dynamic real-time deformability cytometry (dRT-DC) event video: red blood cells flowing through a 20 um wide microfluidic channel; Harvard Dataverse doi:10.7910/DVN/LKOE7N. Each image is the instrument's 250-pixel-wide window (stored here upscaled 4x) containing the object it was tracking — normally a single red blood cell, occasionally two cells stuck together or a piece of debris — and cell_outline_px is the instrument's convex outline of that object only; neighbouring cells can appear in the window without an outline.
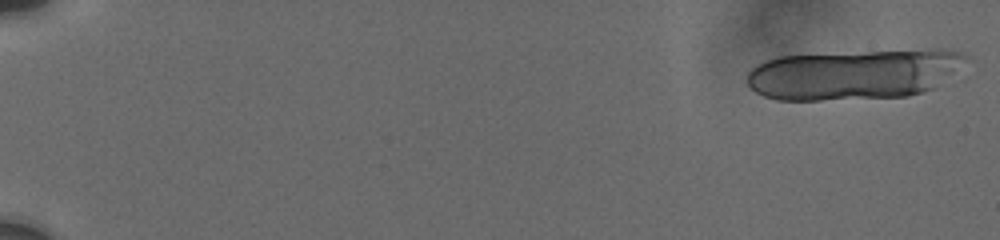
{"species": "human", "species_latin": "Homo sapiens", "temperature_condition": "cold", "stored_images_in_passage": 13, "camera_frame_rate_fps": 3000, "um_per_image_px": 0.085, "donor": {"sex": "male"}, "frame": {"image": 1, "passage_image": 1, "time_ms": 0.0, "image_size_px": [1000, 240], "cell_outline_px": [[964, 56], [932, 88], [924, 92], [908, 96], [820, 100], [776, 100], [764, 96], [756, 92], [748, 84], [748, 72], [756, 64], [776, 56], [932, 48], [940, 48], [960, 52]], "centroid_in_image_um": [72.42, 6.31], "position_along_channel_um": 12.6, "area_um2": 63.06}}